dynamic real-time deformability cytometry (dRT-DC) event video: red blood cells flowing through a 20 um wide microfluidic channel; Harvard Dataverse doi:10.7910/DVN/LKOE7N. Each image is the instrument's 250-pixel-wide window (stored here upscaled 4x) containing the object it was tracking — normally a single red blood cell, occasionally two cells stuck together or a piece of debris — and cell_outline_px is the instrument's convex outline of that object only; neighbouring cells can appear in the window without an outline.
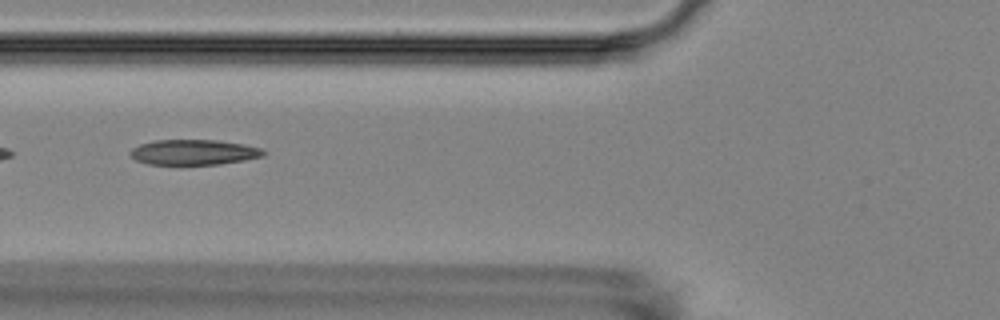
{"species": "Egyptian fruit bat (a non-hibernating species)", "species_latin": "Rousettus aegyptiacus", "temperature_condition": "room temperature", "stored_images_in_passage": 8, "camera_frame_rate_fps": 3000, "um_per_image_px": 0.085, "animal": {"sex": "female"}, "frame": {"image": 1, "passage_image": 3, "time_ms": 2.333, "image_size_px": [1000, 320], "cell_outline_px": [[268, 152], [264, 156], [244, 160], [220, 164], [148, 164], [136, 160], [128, 152], [132, 148], [140, 144], [156, 140], [216, 140], [244, 144], [260, 148]], "centroid_in_image_um": [16.49, 12.93], "position_along_channel_um": 109.3, "area_um2": 19.59}}
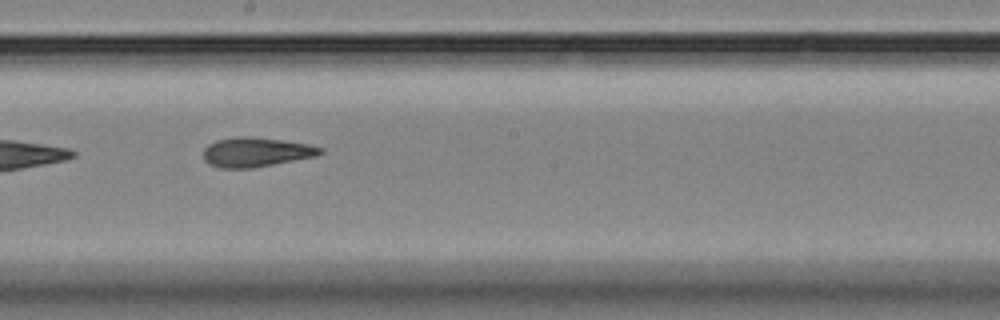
{"frame": {"image": 2, "passage_image": 6, "time_ms": 5.667, "image_size_px": [1000, 320], "cell_outline_px": [[324, 152], [316, 156], [252, 168], [220, 168], [208, 164], [204, 160], [204, 148], [208, 144], [216, 140], [236, 136], [252, 136], [308, 144], [324, 148]], "centroid_in_image_um": [21.74, 12.92], "position_along_channel_um": 226.5, "area_um2": 20.11}}
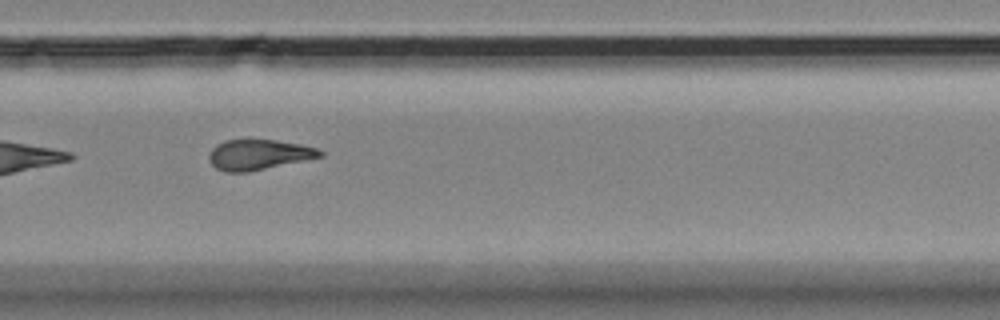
{"frame": {"image": 3, "passage_image": 8, "time_ms": 8.0, "image_size_px": [1000, 320], "cell_outline_px": [[324, 156], [248, 172], [224, 172], [216, 168], [208, 160], [208, 156], [212, 148], [216, 144], [224, 140], [276, 140], [300, 144], [316, 148], [324, 152]], "centroid_in_image_um": [21.96, 13.15], "position_along_channel_um": 307.8, "area_um2": 19.59}}